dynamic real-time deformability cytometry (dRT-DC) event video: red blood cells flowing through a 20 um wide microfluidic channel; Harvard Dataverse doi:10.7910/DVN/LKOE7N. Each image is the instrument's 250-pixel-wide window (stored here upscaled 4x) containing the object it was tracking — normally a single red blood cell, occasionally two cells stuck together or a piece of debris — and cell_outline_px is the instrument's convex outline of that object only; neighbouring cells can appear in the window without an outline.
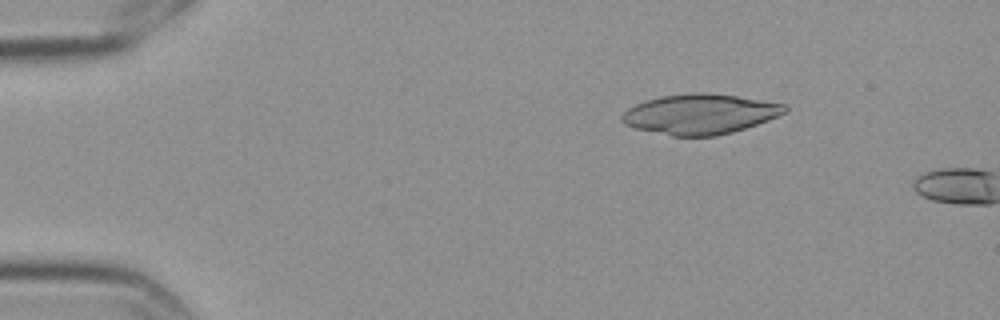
{"species": "Egyptian fruit bat (a non-hibernating species)", "species_latin": "Rousettus aegyptiacus", "temperature_condition": "cold", "stored_images_in_passage": 4, "camera_frame_rate_fps": 3000, "um_per_image_px": 0.085, "frame": {"image": 1, "passage_image": 3, "time_ms": 0.667, "image_size_px": [1000, 320], "cell_outline_px": [[788, 108], [784, 112], [768, 120], [732, 132], [716, 136], [672, 136], [636, 128], [624, 124], [620, 120], [620, 116], [628, 108], [636, 104], [660, 96], [688, 92], [708, 92], [736, 96], [788, 104]], "centroid_in_image_um": [59.49, 9.68], "position_along_channel_um": 25.5, "area_um2": 38.03}}